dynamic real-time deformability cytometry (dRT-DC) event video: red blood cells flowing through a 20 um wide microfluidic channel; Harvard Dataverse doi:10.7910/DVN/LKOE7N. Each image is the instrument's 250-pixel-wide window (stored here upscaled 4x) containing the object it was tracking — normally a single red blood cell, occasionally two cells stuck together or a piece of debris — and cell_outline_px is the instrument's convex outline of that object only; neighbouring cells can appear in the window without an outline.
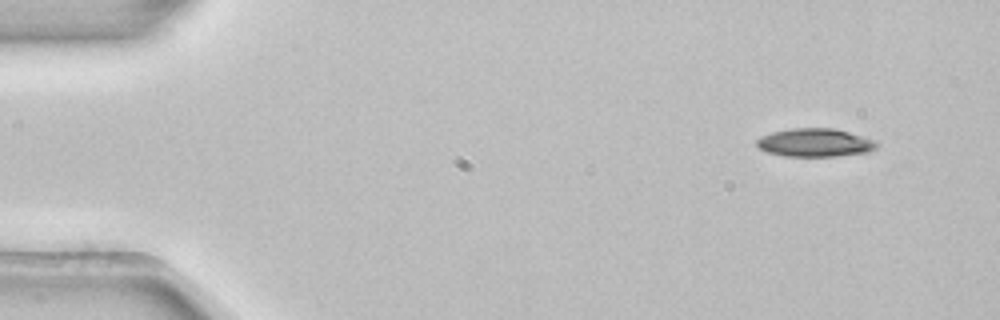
{"species": "common noctule bat (a hibernating species)", "species_latin": "Nyctalus noctula", "temperature_condition": "room temperature", "stored_images_in_passage": 4, "camera_frame_rate_fps": 3000, "um_per_image_px": 0.085, "animal": {"sex": "female", "body_mass_g": 22.7, "forearm_length_mm": 54.2}, "frame": {"image": 1, "passage_image": 1, "time_ms": 0.0, "image_size_px": [1000, 320], "cell_outline_px": [[880, 144], [876, 148], [868, 152], [836, 156], [784, 156], [768, 152], [760, 148], [756, 144], [756, 140], [760, 136], [772, 132], [792, 128], [832, 128], [848, 132], [872, 140]], "centroid_in_image_um": [69.25, 12.12], "position_along_channel_um": 15.8, "area_um2": 19.59}}
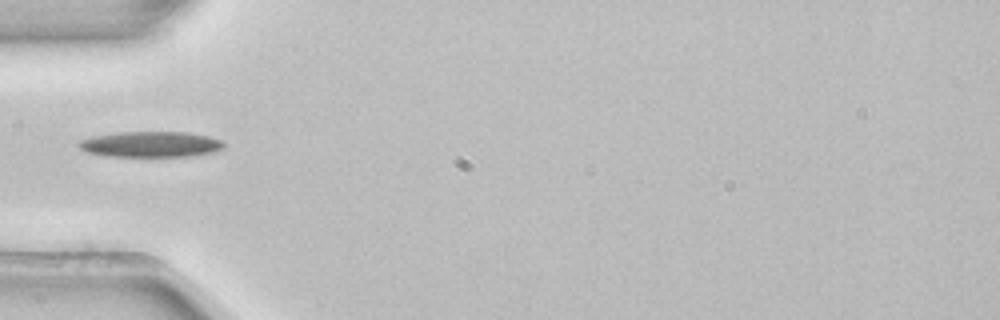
{"frame": {"image": 2, "passage_image": 4, "time_ms": 1.0, "image_size_px": [1000, 320], "cell_outline_px": [[224, 148], [216, 152], [192, 156], [104, 156], [88, 152], [80, 148], [76, 144], [80, 140], [92, 136], [116, 132], [188, 132], [208, 136], [220, 140], [224, 144]], "centroid_in_image_um": [12.81, 12.26], "position_along_channel_um": 72.2, "area_um2": 21.85}}